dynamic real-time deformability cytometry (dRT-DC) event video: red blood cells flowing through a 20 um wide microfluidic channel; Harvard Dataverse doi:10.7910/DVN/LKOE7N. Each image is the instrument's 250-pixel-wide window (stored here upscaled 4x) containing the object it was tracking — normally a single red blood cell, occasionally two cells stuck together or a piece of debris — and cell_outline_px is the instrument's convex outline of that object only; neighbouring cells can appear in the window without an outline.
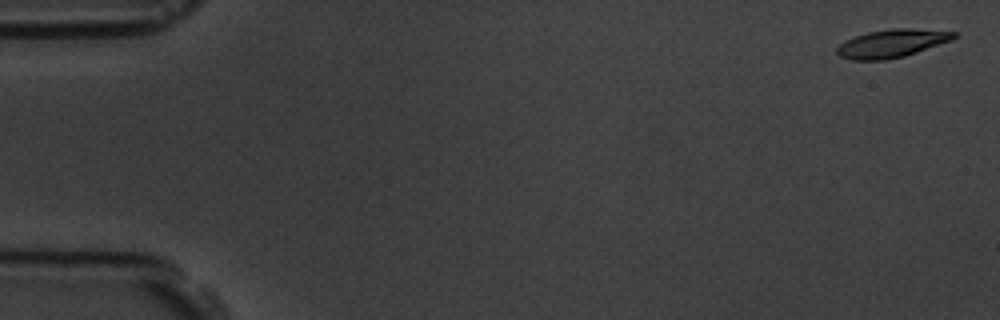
{"species": "common noctule bat (a hibernating species)", "species_latin": "Nyctalus noctula", "temperature_condition": "room temperature", "stored_images_in_passage": 53, "camera_frame_rate_fps": 3000, "um_per_image_px": 0.085, "animal": {"sex": "male", "body_mass_g": 19.5, "forearm_length_mm": 54.6}, "frame": {"image": 1, "passage_image": 2, "time_ms": 0.333, "image_size_px": [1000, 320], "cell_outline_px": [[960, 32], [952, 40], [904, 56], [884, 60], [852, 60], [840, 56], [836, 52], [836, 48], [844, 40], [868, 32], [892, 28], [912, 28]], "centroid_in_image_um": [75.81, 3.68], "position_along_channel_um": 9.2, "area_um2": 19.13}}
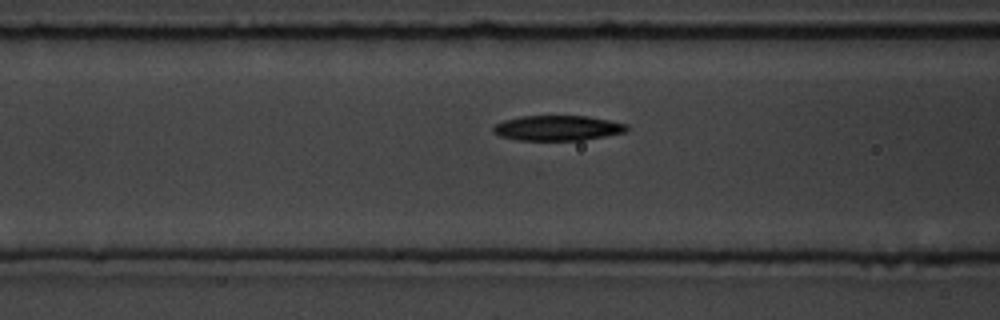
{"frame": {"image": 2, "passage_image": 23, "time_ms": 7.333, "image_size_px": [1000, 320], "cell_outline_px": [[628, 128], [624, 132], [584, 140], [516, 140], [500, 136], [492, 132], [492, 128], [496, 124], [504, 120], [520, 116], [588, 116], [628, 124]], "centroid_in_image_um": [47.36, 10.88], "position_along_channel_um": 119.2, "area_um2": 19.54}}
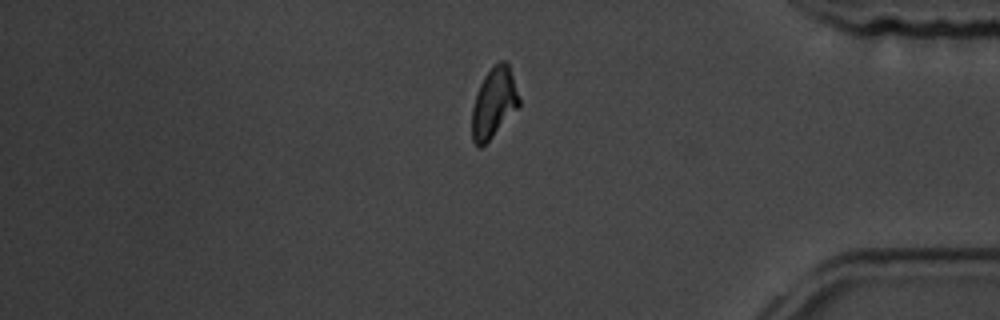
{"frame": {"image": 3, "passage_image": 48, "time_ms": 15.667, "image_size_px": [1000, 320], "cell_outline_px": [[520, 104], [492, 136], [480, 148], [472, 140], [472, 108], [480, 84], [484, 76], [492, 64], [500, 60], [508, 60], [520, 100]], "centroid_in_image_um": [41.98, 8.67], "position_along_channel_um": 393.2, "area_um2": 19.02}, "authors_computed_cell_mechanics": {"area_um2": 19.5364, "velocity_mm_per_s": 3.6006, "shape_relaxation_time_tau1_ms": 3.5946, "shape_relaxation_time_tau2_ms": 5.868, "deformation_change_tau1": 0.1395, "deformation_change_tau2": 0.1397}}